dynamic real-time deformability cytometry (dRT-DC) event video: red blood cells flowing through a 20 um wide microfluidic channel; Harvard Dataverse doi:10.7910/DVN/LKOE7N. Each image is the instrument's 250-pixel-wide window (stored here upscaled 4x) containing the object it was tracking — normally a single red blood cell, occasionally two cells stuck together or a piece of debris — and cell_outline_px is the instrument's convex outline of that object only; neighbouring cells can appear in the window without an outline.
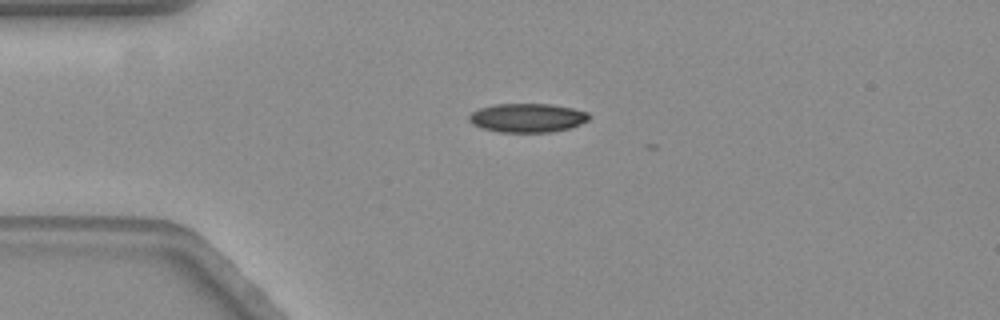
{"species": "common noctule bat (a hibernating species)", "species_latin": "Nyctalus noctula", "temperature_condition": "warm", "stored_images_in_passage": 2, "camera_frame_rate_fps": 3000, "um_per_image_px": 0.085, "animal": {"sex": "female", "body_mass_g": 19.3, "forearm_length_mm": 54.1}, "frame": {"image": 1, "passage_image": 1, "time_ms": 0.0, "image_size_px": [1000, 320], "cell_outline_px": [[588, 120], [580, 124], [568, 128], [548, 132], [500, 132], [484, 128], [472, 124], [468, 120], [468, 116], [472, 112], [480, 108], [492, 104], [552, 104], [572, 108], [588, 112]], "centroid_in_image_um": [44.8, 10.01], "position_along_channel_um": 40.2, "area_um2": 20.06}}